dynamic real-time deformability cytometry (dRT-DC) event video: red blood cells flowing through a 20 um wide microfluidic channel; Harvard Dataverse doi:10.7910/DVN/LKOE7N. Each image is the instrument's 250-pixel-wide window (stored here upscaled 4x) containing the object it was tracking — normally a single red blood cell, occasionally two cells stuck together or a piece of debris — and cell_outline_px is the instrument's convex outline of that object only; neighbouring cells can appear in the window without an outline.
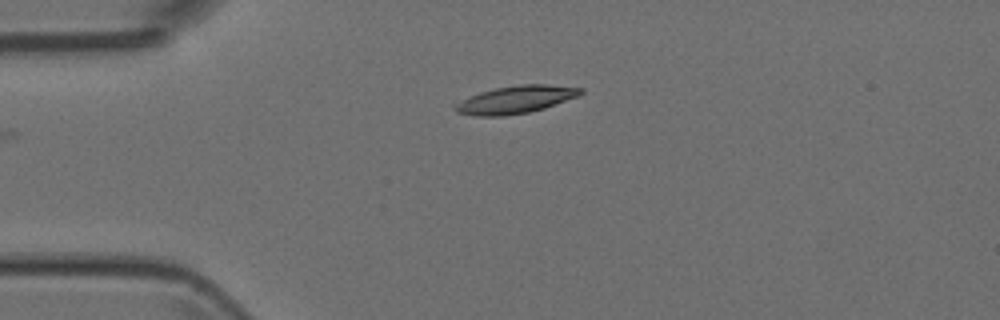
{"species": "Egyptian fruit bat (a non-hibernating species)", "species_latin": "Rousettus aegyptiacus", "temperature_condition": "room temperature", "stored_images_in_passage": 33, "camera_frame_rate_fps": 3000, "um_per_image_px": 0.085, "animal": {"sex": "female"}, "frame": {"image": 1, "passage_image": 1, "time_ms": 0.0, "image_size_px": [1000, 320], "cell_outline_px": [[584, 92], [580, 96], [544, 108], [528, 112], [504, 116], [476, 116], [456, 112], [452, 108], [452, 104], [480, 92], [496, 88], [520, 84], [548, 84], [584, 88]], "centroid_in_image_um": [43.84, 8.46], "position_along_channel_um": 41.2, "area_um2": 20.35}}
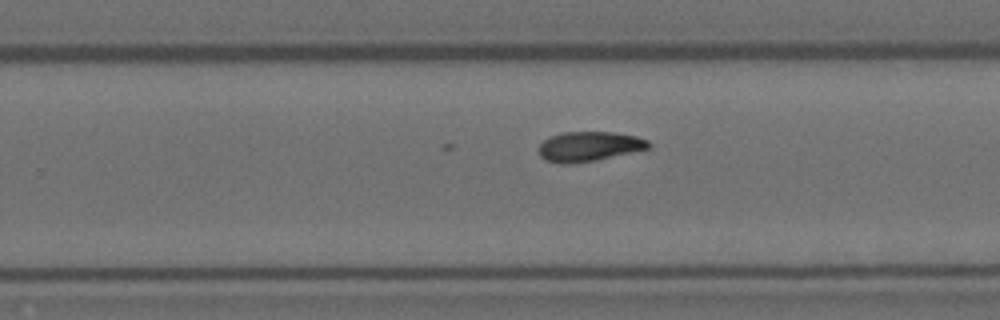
{"frame": {"image": 2, "passage_image": 21, "time_ms": 6.667, "image_size_px": [1000, 320], "cell_outline_px": [[652, 148], [596, 160], [572, 164], [560, 164], [544, 160], [540, 156], [540, 144], [544, 140], [560, 132], [612, 132], [636, 136], [648, 140], [652, 144]], "centroid_in_image_um": [50.1, 12.45], "position_along_channel_um": 279.7, "area_um2": 19.19}}
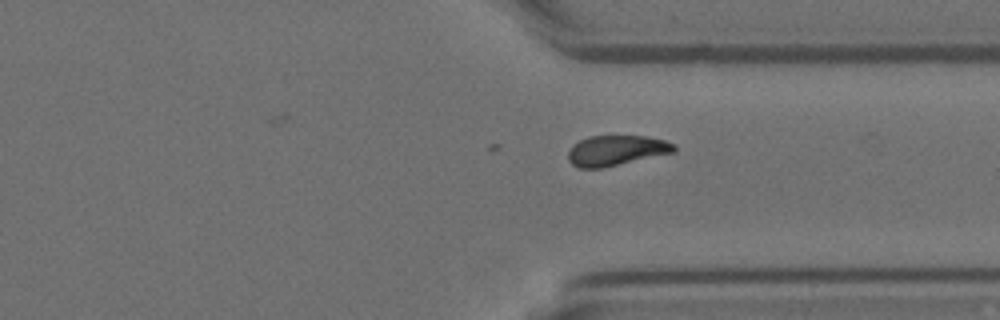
{"frame": {"image": 3, "passage_image": 27, "time_ms": 8.667, "image_size_px": [1000, 320], "cell_outline_px": [[676, 152], [600, 168], [580, 168], [572, 164], [568, 160], [568, 152], [572, 144], [588, 136], [644, 136], [664, 140], [676, 144]], "centroid_in_image_um": [52.38, 12.78], "position_along_channel_um": 359.0, "area_um2": 18.67}}